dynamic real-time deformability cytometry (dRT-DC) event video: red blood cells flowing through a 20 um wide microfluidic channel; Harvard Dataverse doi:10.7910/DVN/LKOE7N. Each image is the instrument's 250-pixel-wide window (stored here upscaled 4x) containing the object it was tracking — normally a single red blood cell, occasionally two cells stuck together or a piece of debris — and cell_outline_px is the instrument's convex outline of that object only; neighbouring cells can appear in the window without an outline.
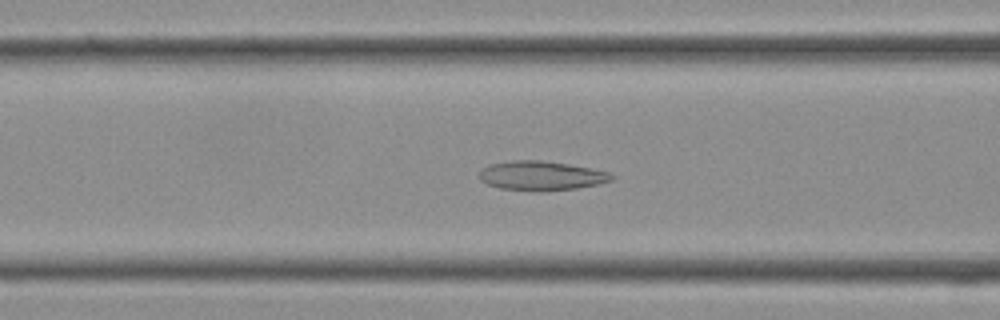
{"species": "Egyptian fruit bat (a non-hibernating species)", "species_latin": "Rousettus aegyptiacus", "temperature_condition": "cold", "stored_images_in_passage": 37, "camera_frame_rate_fps": 3000, "um_per_image_px": 0.085, "frame": {"image": 1, "passage_image": 14, "time_ms": 4.333, "image_size_px": [1000, 320], "cell_outline_px": [[616, 176], [612, 180], [596, 184], [576, 188], [500, 188], [488, 184], [480, 180], [480, 168], [492, 164], [512, 160], [540, 160], [568, 164], [592, 168], [608, 172]], "centroid_in_image_um": [46.01, 14.88], "position_along_channel_um": 120.6, "area_um2": 21.5}}
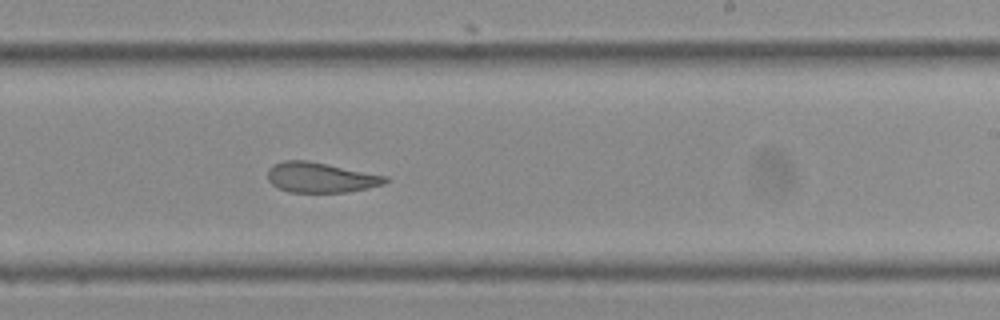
{"frame": {"image": 2, "passage_image": 22, "time_ms": 7.0, "image_size_px": [1000, 320], "cell_outline_px": [[388, 180], [384, 184], [368, 188], [344, 192], [288, 192], [276, 188], [268, 180], [268, 168], [272, 164], [284, 160], [308, 160], [388, 176]], "centroid_in_image_um": [27.22, 15.08], "position_along_channel_um": 261.8, "area_um2": 20.81}}
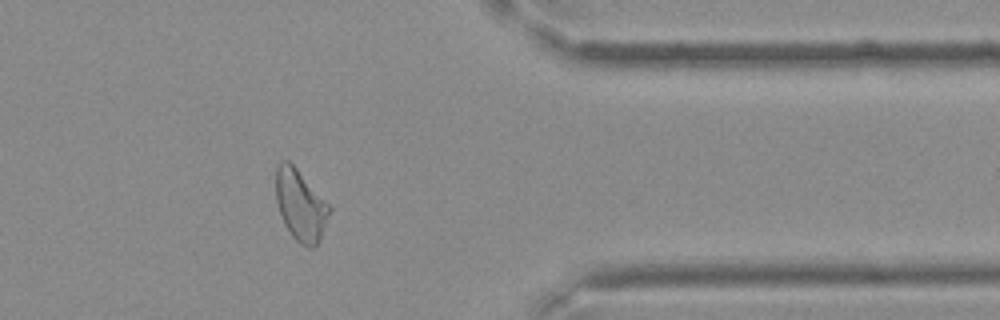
{"frame": {"image": 3, "passage_image": 30, "time_ms": 9.667, "image_size_px": [1000, 320], "cell_outline_px": [[332, 208], [320, 240], [312, 248], [308, 248], [300, 244], [292, 236], [284, 224], [276, 200], [276, 168], [280, 160], [288, 160], [296, 168]], "centroid_in_image_um": [25.54, 17.46], "position_along_channel_um": 385.9, "area_um2": 21.96}}